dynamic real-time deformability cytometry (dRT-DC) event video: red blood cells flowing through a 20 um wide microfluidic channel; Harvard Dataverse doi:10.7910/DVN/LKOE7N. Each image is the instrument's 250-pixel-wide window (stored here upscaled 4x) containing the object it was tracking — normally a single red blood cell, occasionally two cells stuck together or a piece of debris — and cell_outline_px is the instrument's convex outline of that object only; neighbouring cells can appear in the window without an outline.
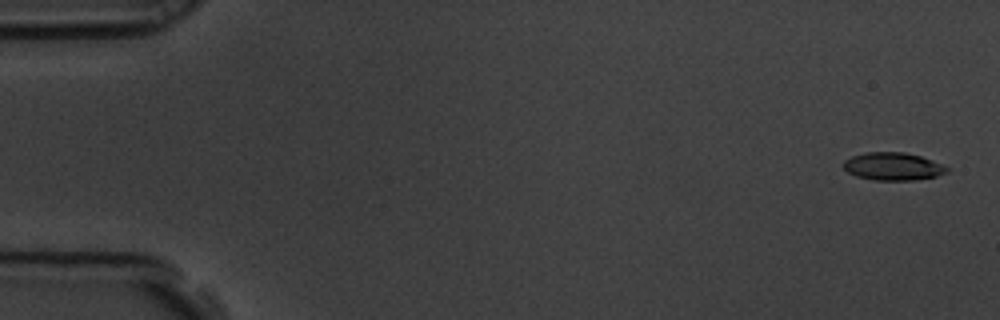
{"species": "common noctule bat (a hibernating species)", "species_latin": "Nyctalus noctula", "temperature_condition": "room temperature", "stored_images_in_passage": 56, "camera_frame_rate_fps": 3000, "um_per_image_px": 0.085, "animal": {"sex": "male", "body_mass_g": 19.5, "forearm_length_mm": 54.6}, "frame": {"image": 1, "passage_image": 2, "time_ms": 0.333, "image_size_px": [1000, 320], "cell_outline_px": [[948, 172], [936, 176], [916, 180], [872, 180], [856, 176], [848, 172], [840, 164], [844, 160], [852, 156], [868, 152], [904, 152], [920, 156], [932, 160], [948, 168]], "centroid_in_image_um": [75.86, 14.15], "position_along_channel_um": 9.1, "area_um2": 16.76}}
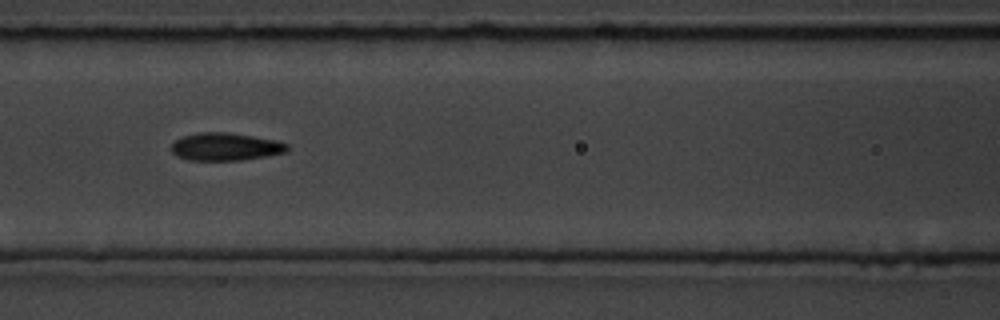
{"frame": {"image": 2, "passage_image": 26, "time_ms": 8.333, "image_size_px": [1000, 320], "cell_outline_px": [[288, 152], [268, 156], [240, 160], [188, 160], [176, 156], [172, 152], [172, 144], [176, 140], [184, 136], [196, 132], [228, 132], [276, 140], [288, 144]], "centroid_in_image_um": [19.18, 12.47], "position_along_channel_um": 147.4, "area_um2": 18.79}}
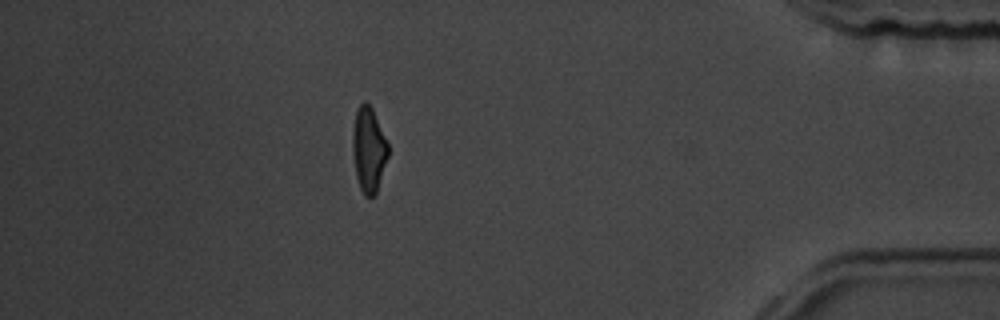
{"frame": {"image": 3, "passage_image": 52, "time_ms": 17.0, "image_size_px": [1000, 320], "cell_outline_px": [[388, 156], [376, 192], [372, 196], [364, 196], [360, 188], [356, 176], [352, 148], [352, 132], [356, 112], [360, 104], [364, 100], [372, 108], [388, 144]], "centroid_in_image_um": [31.32, 12.71], "position_along_channel_um": 403.9, "area_um2": 17.34}}